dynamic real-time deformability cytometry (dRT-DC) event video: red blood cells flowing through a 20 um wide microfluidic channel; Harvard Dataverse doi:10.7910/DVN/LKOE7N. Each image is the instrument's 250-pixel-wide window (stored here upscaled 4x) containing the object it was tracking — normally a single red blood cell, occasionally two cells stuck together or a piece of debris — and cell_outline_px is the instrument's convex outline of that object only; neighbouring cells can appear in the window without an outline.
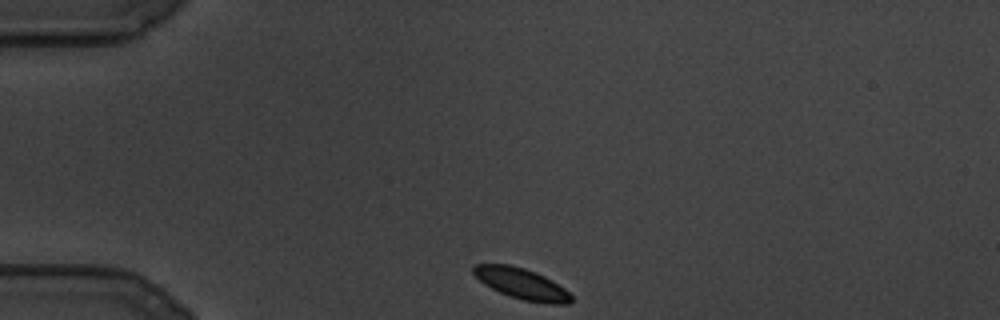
{"species": "common noctule bat (a hibernating species)", "species_latin": "Nyctalus noctula", "temperature_condition": "cold", "stored_images_in_passage": 91, "camera_frame_rate_fps": 3000, "um_per_image_px": 0.085, "animal": {"sex": "male", "body_mass_g": 19.5, "forearm_length_mm": 54.6}, "frame": {"image": 1, "passage_image": 1, "time_ms": 0.0, "image_size_px": [1000, 320], "cell_outline_px": [[572, 300], [568, 304], [548, 304], [524, 300], [500, 292], [484, 284], [472, 272], [472, 268], [476, 264], [512, 264], [536, 272], [552, 280], [564, 288], [572, 296]], "centroid_in_image_um": [44.35, 24.1], "position_along_channel_um": 40.6, "area_um2": 17.51}}
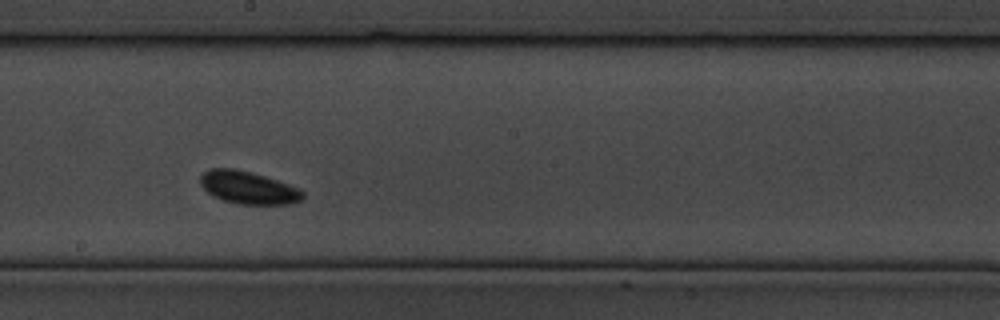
{"frame": {"image": 2, "passage_image": 40, "time_ms": 13.0, "image_size_px": [1000, 320], "cell_outline_px": [[304, 196], [300, 200], [292, 204], [236, 204], [224, 200], [208, 192], [200, 184], [200, 176], [208, 168], [236, 168], [252, 172], [288, 184], [304, 192]], "centroid_in_image_um": [21.08, 15.94], "position_along_channel_um": 227.1, "area_um2": 19.36}}
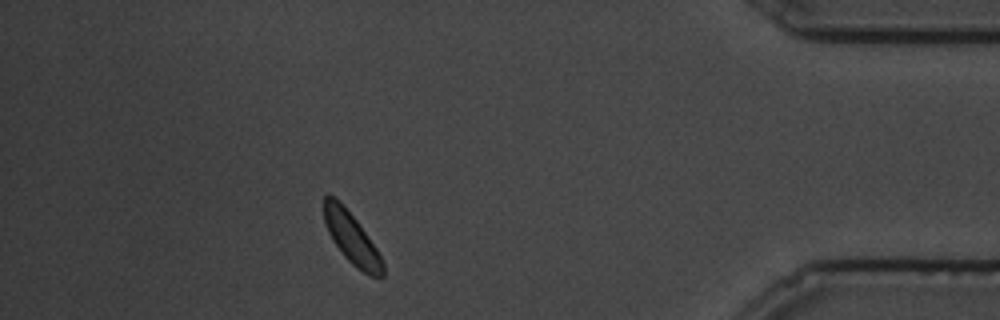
{"frame": {"image": 3, "passage_image": 78, "time_ms": 25.667, "image_size_px": [1000, 320], "cell_outline_px": [[384, 276], [380, 280], [356, 268], [344, 256], [332, 240], [324, 224], [324, 196], [328, 192], [340, 200], [356, 220], [376, 248], [384, 264]], "centroid_in_image_um": [29.87, 20.24], "position_along_channel_um": 405.3, "area_um2": 17.69}}